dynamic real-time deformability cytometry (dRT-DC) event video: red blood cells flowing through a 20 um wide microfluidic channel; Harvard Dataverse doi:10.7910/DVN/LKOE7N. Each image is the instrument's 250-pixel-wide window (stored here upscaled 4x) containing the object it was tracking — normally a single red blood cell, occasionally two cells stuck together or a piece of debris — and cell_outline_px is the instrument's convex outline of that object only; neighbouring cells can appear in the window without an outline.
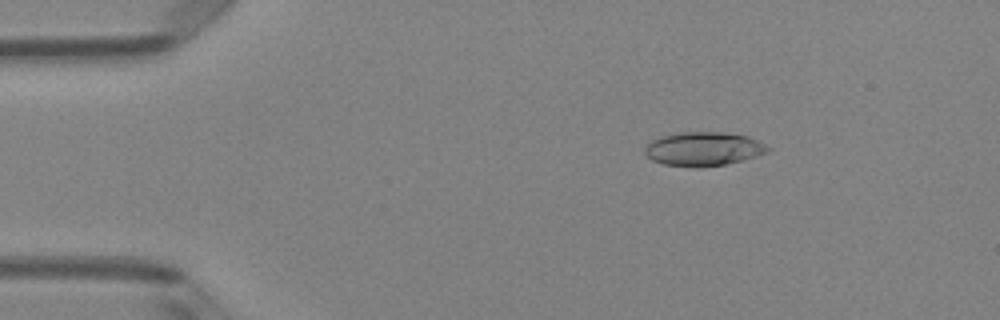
{"species": "Egyptian fruit bat (a non-hibernating species)", "species_latin": "Rousettus aegyptiacus", "temperature_condition": "room temperature", "stored_images_in_passage": 4, "camera_frame_rate_fps": 3000, "um_per_image_px": 0.085, "animal": {"sex": "female"}, "frame": {"image": 1, "passage_image": 2, "time_ms": 0.333, "image_size_px": [1000, 320], "cell_outline_px": [[772, 148], [768, 152], [756, 156], [724, 164], [696, 168], [664, 164], [652, 160], [644, 152], [644, 148], [652, 140], [660, 136], [684, 132], [724, 132], [748, 136]], "centroid_in_image_um": [59.78, 12.65], "position_along_channel_um": 25.2, "area_um2": 24.16}}
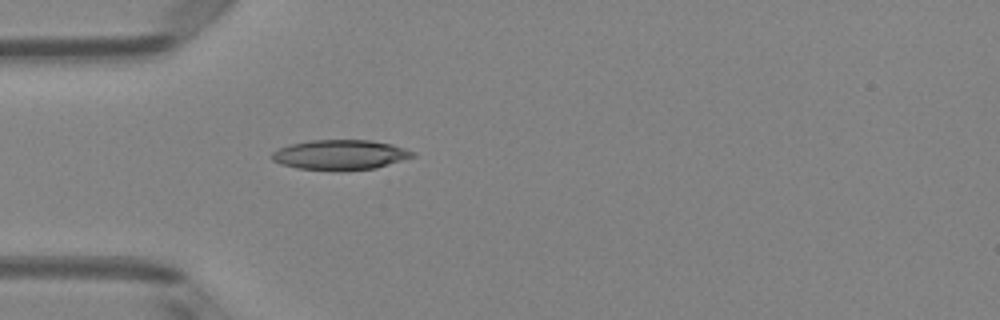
{"frame": {"image": 2, "passage_image": 4, "time_ms": 1.0, "image_size_px": [1000, 320], "cell_outline_px": [[416, 156], [376, 168], [296, 168], [280, 164], [272, 160], [272, 152], [280, 148], [292, 144], [312, 140], [372, 140], [392, 144], [416, 152]], "centroid_in_image_um": [28.96, 13.12], "position_along_channel_um": 56.0, "area_um2": 23.76}}